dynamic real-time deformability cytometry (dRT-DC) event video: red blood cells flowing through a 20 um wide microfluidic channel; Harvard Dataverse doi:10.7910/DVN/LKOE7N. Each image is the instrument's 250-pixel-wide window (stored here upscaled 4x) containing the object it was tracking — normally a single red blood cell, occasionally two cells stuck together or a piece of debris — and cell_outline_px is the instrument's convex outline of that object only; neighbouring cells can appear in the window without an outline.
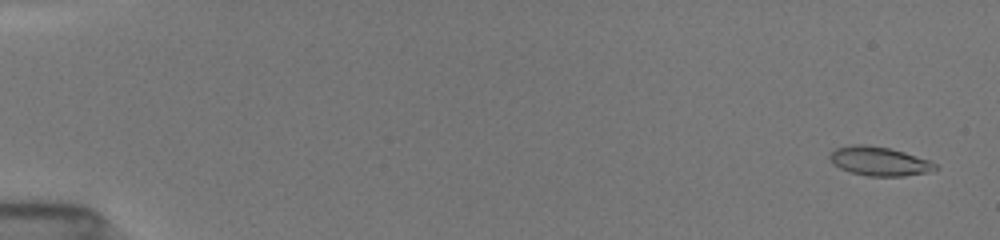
{"species": "common noctule bat (a hibernating species)", "species_latin": "Nyctalus noctula", "temperature_condition": "room temperature", "stored_images_in_passage": 19, "camera_frame_rate_fps": 3000, "um_per_image_px": 0.085, "animal": {"sex": "female", "body_mass_g": 19.5, "forearm_length_mm": 54.1}, "frame": {"image": 1, "passage_image": 2, "time_ms": 0.667, "image_size_px": [1000, 240], "cell_outline_px": [[940, 168], [928, 172], [904, 176], [868, 176], [852, 172], [840, 168], [832, 164], [828, 156], [836, 148], [852, 144], [864, 144], [888, 148], [904, 152], [928, 160], [936, 164]], "centroid_in_image_um": [74.72, 13.7], "position_along_channel_um": 10.3, "area_um2": 17.74}}
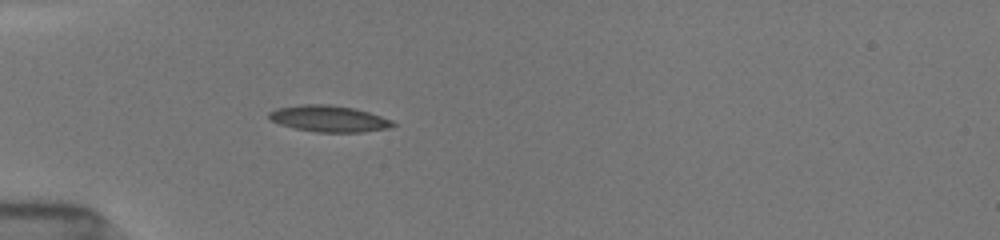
{"frame": {"image": 2, "passage_image": 13, "time_ms": 5.667, "image_size_px": [1000, 240], "cell_outline_px": [[396, 124], [388, 128], [364, 132], [316, 132], [296, 128], [280, 124], [272, 120], [268, 116], [268, 112], [276, 108], [304, 104], [328, 104], [356, 108], [392, 120]], "centroid_in_image_um": [27.96, 10.08], "position_along_channel_um": 57.0, "area_um2": 18.96}}
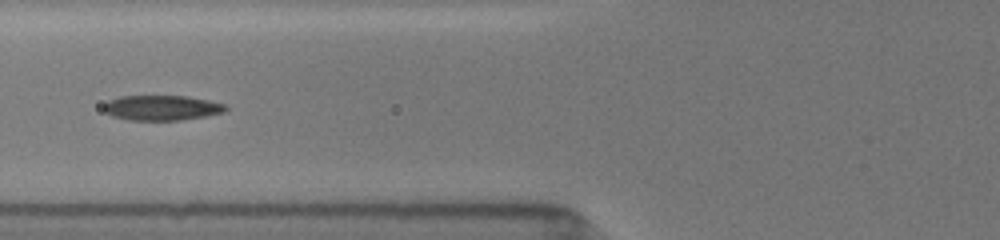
{"frame": {"image": 3, "passage_image": 17, "time_ms": 7.333, "image_size_px": [1000, 240], "cell_outline_px": [[228, 108], [224, 112], [204, 116], [180, 120], [128, 120], [112, 116], [104, 112], [104, 104], [108, 100], [120, 96], [188, 96], [228, 104]], "centroid_in_image_um": [13.75, 9.16], "position_along_channel_um": 112.0, "area_um2": 17.92}}